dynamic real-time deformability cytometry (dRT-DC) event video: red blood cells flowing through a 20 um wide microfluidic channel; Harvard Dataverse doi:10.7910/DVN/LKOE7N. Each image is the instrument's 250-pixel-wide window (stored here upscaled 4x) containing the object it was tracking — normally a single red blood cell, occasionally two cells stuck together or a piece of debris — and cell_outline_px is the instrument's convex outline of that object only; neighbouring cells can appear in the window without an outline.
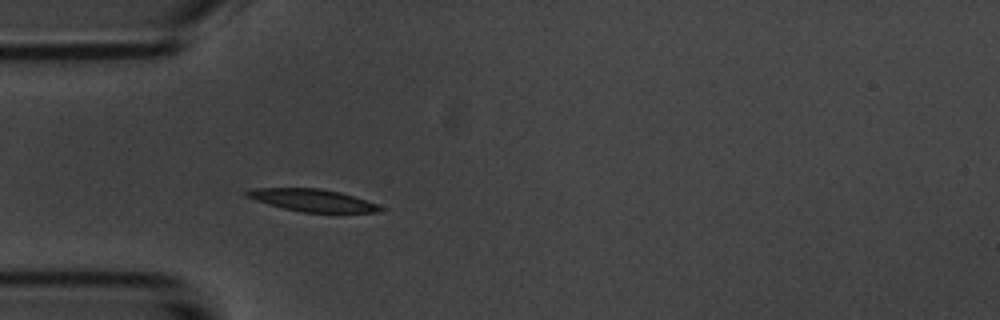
{"species": "common noctule bat (a hibernating species)", "species_latin": "Nyctalus noctula", "temperature_condition": "room temperature", "stored_images_in_passage": 3, "camera_frame_rate_fps": 3000, "um_per_image_px": 0.085, "animal": {"sex": "male", "body_mass_g": 20.1, "forearm_length_mm": 53.5}, "frame": {"image": 1, "passage_image": 3, "time_ms": 2.333, "image_size_px": [1000, 320], "cell_outline_px": [[384, 208], [380, 212], [304, 212], [284, 208], [268, 204], [244, 196], [244, 192], [256, 188], [320, 188], [340, 192], [376, 204]], "centroid_in_image_um": [26.52, 17.01], "position_along_channel_um": 58.5, "area_um2": 17.05}}